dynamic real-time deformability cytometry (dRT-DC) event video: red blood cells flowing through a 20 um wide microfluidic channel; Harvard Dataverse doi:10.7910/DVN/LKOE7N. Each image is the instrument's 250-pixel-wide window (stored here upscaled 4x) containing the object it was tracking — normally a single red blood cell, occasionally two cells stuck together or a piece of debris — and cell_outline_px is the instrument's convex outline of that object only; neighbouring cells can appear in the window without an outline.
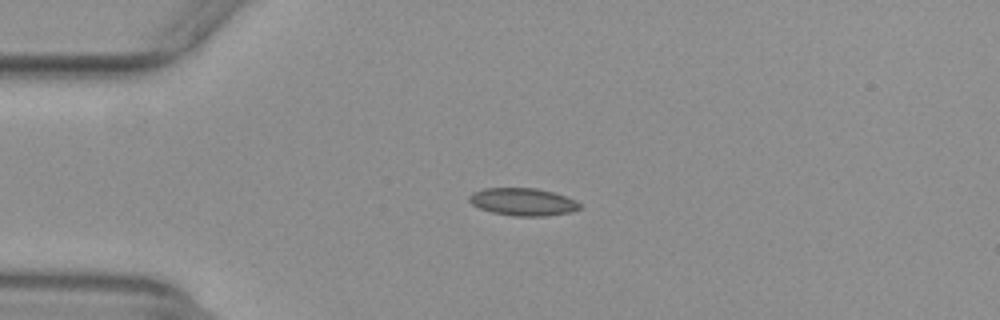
{"species": "common noctule bat (a hibernating species)", "species_latin": "Nyctalus noctula", "temperature_condition": "warm", "stored_images_in_passage": 53, "camera_frame_rate_fps": 3000, "um_per_image_px": 0.085, "animal": {"sex": "female", "body_mass_g": 29.2, "forearm_length_mm": 56.3}, "frame": {"image": 1, "passage_image": 13, "time_ms": 4.0, "image_size_px": [1000, 320], "cell_outline_px": [[580, 208], [572, 212], [544, 216], [512, 216], [492, 212], [480, 208], [472, 204], [468, 200], [468, 196], [472, 192], [484, 188], [536, 188], [552, 192], [576, 200], [580, 204]], "centroid_in_image_um": [44.42, 17.16], "position_along_channel_um": 40.6, "area_um2": 17.74}}
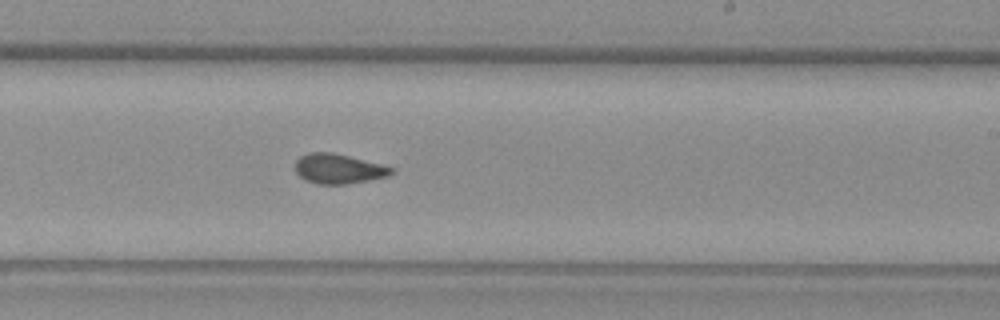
{"frame": {"image": 2, "passage_image": 32, "time_ms": 10.333, "image_size_px": [1000, 320], "cell_outline_px": [[396, 172], [388, 176], [368, 180], [344, 184], [316, 184], [304, 180], [296, 172], [296, 160], [300, 156], [308, 152], [332, 152], [396, 168]], "centroid_in_image_um": [28.77, 14.35], "position_along_channel_um": 260.2, "area_um2": 16.7}}
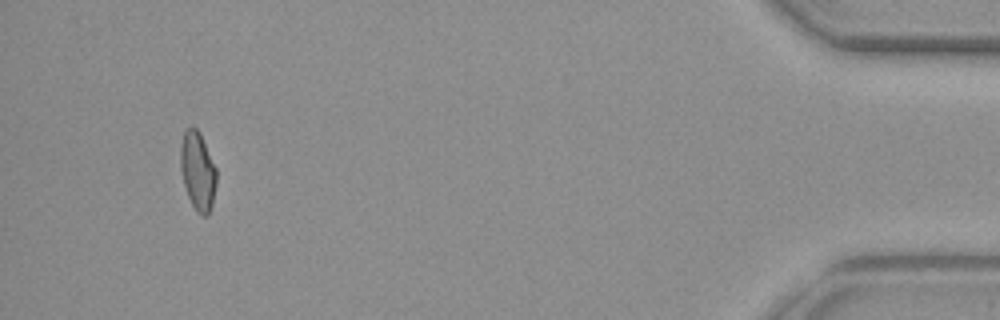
{"frame": {"image": 3, "passage_image": 50, "time_ms": 16.333, "image_size_px": [1000, 320], "cell_outline_px": [[216, 184], [212, 204], [208, 216], [200, 216], [196, 212], [188, 196], [184, 184], [180, 168], [180, 144], [184, 128], [196, 128], [200, 132], [216, 168]], "centroid_in_image_um": [16.79, 14.53], "position_along_channel_um": 418.4, "area_um2": 16.59}, "authors_computed_cell_mechanics": {"area_um2": 16.762, "velocity_mm_per_s": 3.9248, "shape_relaxation_time_tau1_ms": null, "shape_relaxation_time_tau2_ms": 2.0759, "deformation_change_tau1": null, "deformation_change_tau2": 0.0709}}